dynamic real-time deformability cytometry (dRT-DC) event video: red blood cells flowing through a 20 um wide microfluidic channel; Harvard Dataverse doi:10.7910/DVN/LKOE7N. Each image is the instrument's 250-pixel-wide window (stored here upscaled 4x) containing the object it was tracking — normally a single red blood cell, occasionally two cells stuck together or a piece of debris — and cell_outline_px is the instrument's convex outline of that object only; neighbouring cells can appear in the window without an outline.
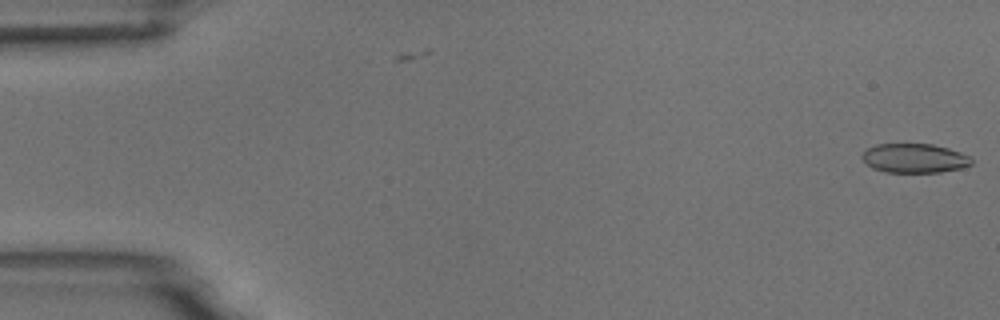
{"species": "common noctule bat (a hibernating species)", "species_latin": "Nyctalus noctula", "temperature_condition": "room temperature", "stored_images_in_passage": 5, "camera_frame_rate_fps": 3000, "um_per_image_px": 0.085, "animal": {"sex": "male", "body_mass_g": 18.8}, "frame": {"image": 1, "passage_image": 1, "time_ms": 0.0, "image_size_px": [1000, 320], "cell_outline_px": [[972, 164], [960, 168], [940, 172], [884, 172], [872, 168], [860, 156], [868, 148], [876, 144], [932, 144], [948, 148], [960, 152], [968, 156], [972, 160]], "centroid_in_image_um": [77.71, 13.45], "position_along_channel_um": 7.3, "area_um2": 18.5}}
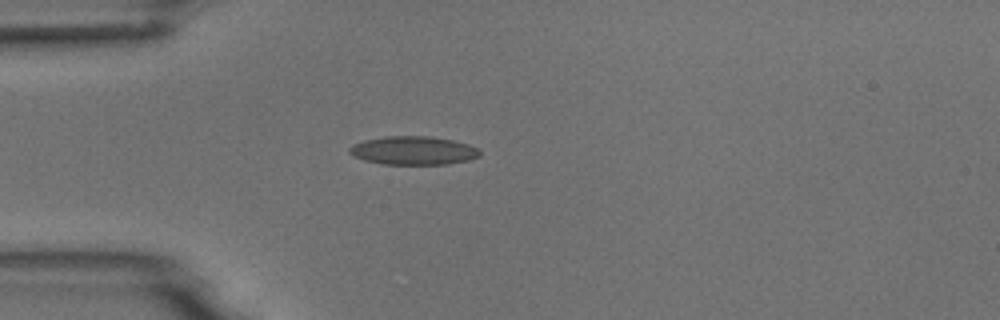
{"frame": {"image": 2, "passage_image": 5, "time_ms": 4.667, "image_size_px": [1000, 320], "cell_outline_px": [[480, 156], [468, 160], [448, 164], [384, 164], [364, 160], [348, 152], [348, 148], [352, 144], [364, 140], [388, 136], [432, 136], [452, 140], [468, 144], [476, 148], [480, 152]], "centroid_in_image_um": [35.13, 12.79], "position_along_channel_um": 49.9, "area_um2": 21.56}}